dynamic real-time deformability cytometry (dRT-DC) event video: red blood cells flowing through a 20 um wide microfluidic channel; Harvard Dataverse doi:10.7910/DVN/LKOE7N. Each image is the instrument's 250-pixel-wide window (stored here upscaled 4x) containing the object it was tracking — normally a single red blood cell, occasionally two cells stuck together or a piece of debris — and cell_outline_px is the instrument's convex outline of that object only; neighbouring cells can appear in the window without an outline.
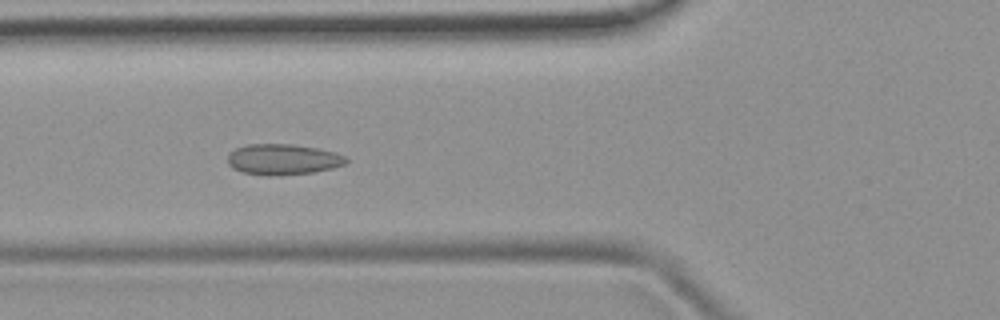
{"species": "common noctule bat (a hibernating species)", "species_latin": "Nyctalus noctula", "temperature_condition": "room temperature", "stored_images_in_passage": 45, "camera_frame_rate_fps": 3000, "um_per_image_px": 0.085, "animal": {"sex": "female", "body_mass_g": 19.9}, "frame": {"image": 1, "passage_image": 13, "time_ms": 4.0, "image_size_px": [1000, 320], "cell_outline_px": [[348, 160], [344, 164], [332, 168], [312, 172], [276, 176], [264, 176], [240, 172], [232, 168], [228, 164], [228, 156], [236, 148], [248, 144], [292, 144], [316, 148], [336, 152], [344, 156]], "centroid_in_image_um": [24.02, 13.56], "position_along_channel_um": 101.8, "area_um2": 21.27}}
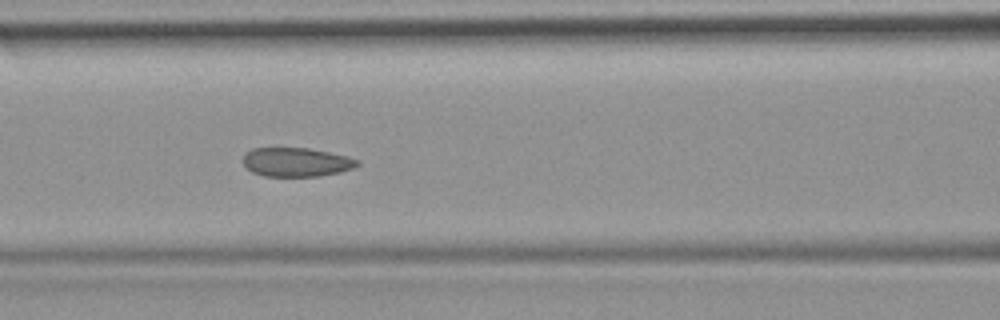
{"frame": {"image": 2, "passage_image": 16, "time_ms": 5.0, "image_size_px": [1000, 320], "cell_outline_px": [[360, 164], [352, 168], [340, 172], [320, 176], [264, 176], [252, 172], [244, 168], [244, 152], [252, 148], [308, 148], [348, 156], [360, 160]], "centroid_in_image_um": [25.17, 13.78], "position_along_channel_um": 141.4, "area_um2": 19.42}}
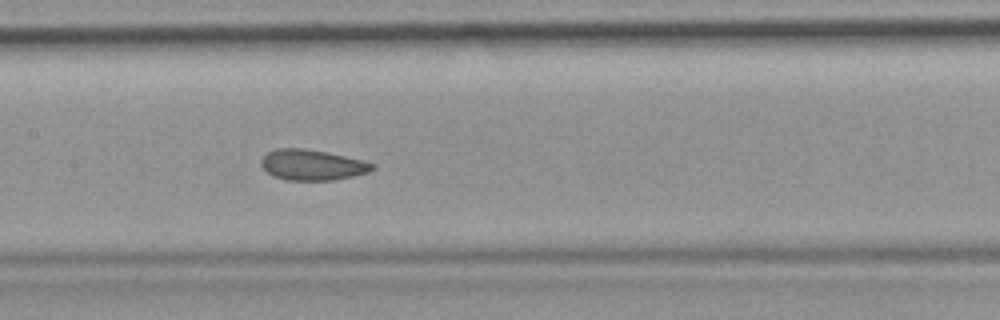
{"frame": {"image": 3, "passage_image": 19, "time_ms": 6.0, "image_size_px": [1000, 320], "cell_outline_px": [[376, 168], [368, 172], [352, 176], [332, 180], [288, 180], [272, 176], [260, 164], [260, 160], [268, 152], [276, 148], [304, 148], [364, 160], [376, 164]], "centroid_in_image_um": [26.54, 14.01], "position_along_channel_um": 180.9, "area_um2": 19.77}, "authors_computed_cell_mechanics": {"area_um2": 20.6346, "velocity_mm_per_s": 3.9499, "shape_relaxation_time_tau1_ms": null, "shape_relaxation_time_tau2_ms": 1.0953, "deformation_change_tau1": null, "deformation_change_tau2": 0.0708}}